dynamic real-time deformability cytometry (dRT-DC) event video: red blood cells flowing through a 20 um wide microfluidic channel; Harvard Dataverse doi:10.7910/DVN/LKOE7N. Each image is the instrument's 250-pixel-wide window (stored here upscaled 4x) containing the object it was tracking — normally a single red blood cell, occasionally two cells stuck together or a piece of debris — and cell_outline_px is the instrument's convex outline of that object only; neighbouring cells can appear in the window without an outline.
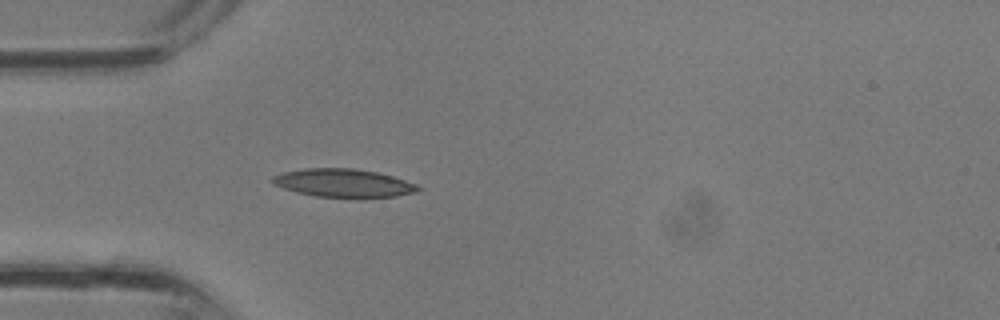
{"species": "common noctule bat (a hibernating species)", "species_latin": "Nyctalus noctula", "temperature_condition": "room temperature", "stored_images_in_passage": 29, "camera_frame_rate_fps": 3000, "um_per_image_px": 0.085, "animal": {"sex": "male", "body_mass_g": 13.3}, "frame": {"image": 1, "passage_image": 4, "time_ms": 1.0, "image_size_px": [1000, 320], "cell_outline_px": [[420, 188], [416, 192], [396, 196], [316, 196], [296, 192], [272, 184], [272, 176], [284, 172], [304, 168], [352, 168], [376, 172], [392, 176], [416, 184]], "centroid_in_image_um": [29.14, 15.53], "position_along_channel_um": 55.9, "area_um2": 23.35}}
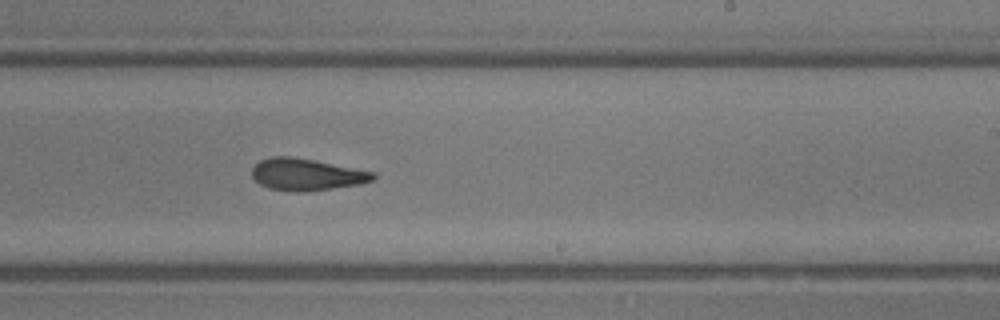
{"frame": {"image": 2, "passage_image": 15, "time_ms": 4.667, "image_size_px": [1000, 320], "cell_outline_px": [[376, 176], [372, 180], [360, 184], [304, 192], [296, 192], [268, 188], [260, 184], [252, 176], [252, 168], [260, 160], [272, 156], [292, 156], [376, 172]], "centroid_in_image_um": [26.04, 14.83], "position_along_channel_um": 263.0, "area_um2": 22.43}}
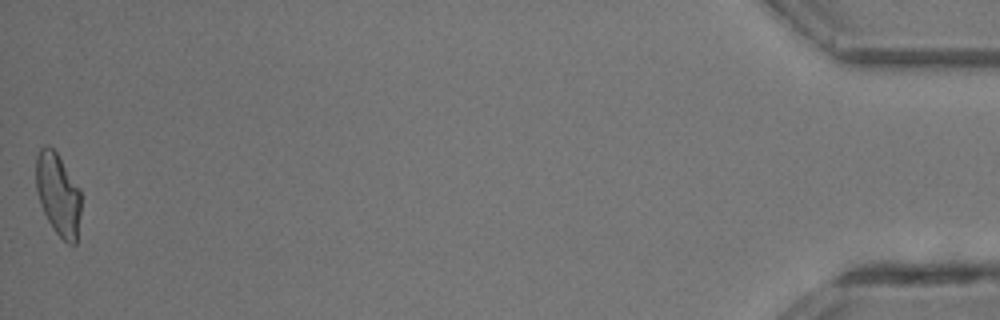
{"frame": {"image": 3, "passage_image": 29, "time_ms": 9.333, "image_size_px": [1000, 320], "cell_outline_px": [[80, 212], [76, 244], [68, 244], [52, 228], [40, 204], [36, 188], [36, 156], [40, 148], [44, 144], [48, 144], [56, 152], [80, 188]], "centroid_in_image_um": [4.93, 16.49], "position_along_channel_um": 430.3, "area_um2": 21.56}}